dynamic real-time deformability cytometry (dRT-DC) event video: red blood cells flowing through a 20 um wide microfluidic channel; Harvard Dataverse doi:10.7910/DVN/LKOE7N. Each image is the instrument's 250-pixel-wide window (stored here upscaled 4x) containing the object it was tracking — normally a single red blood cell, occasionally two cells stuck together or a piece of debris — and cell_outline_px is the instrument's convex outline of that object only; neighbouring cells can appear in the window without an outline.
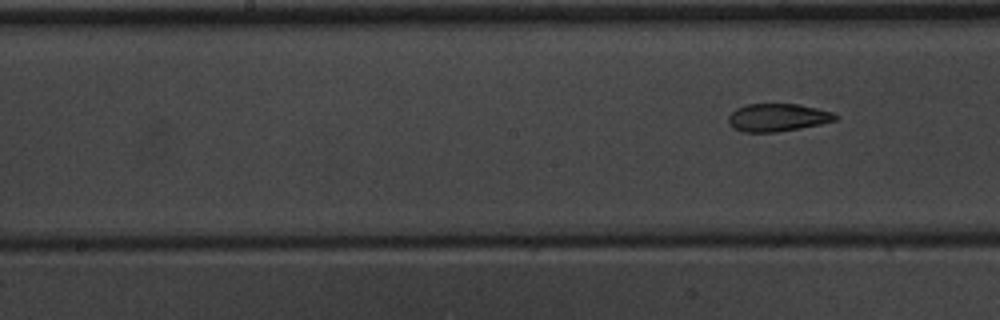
{"species": "common noctule bat (a hibernating species)", "species_latin": "Nyctalus noctula", "temperature_condition": "warm", "stored_images_in_passage": 5, "segment_of_instrument_passage": [2, 2], "camera_frame_rate_fps": 3000, "um_per_image_px": 0.085, "animal": {"sex": "male", "body_mass_g": 20.1, "forearm_length_mm": 53.5}, "frame": {"image": 1, "passage_image": 5, "time_ms": 5.667, "image_size_px": [1000, 320], "cell_outline_px": [[840, 116], [836, 120], [820, 124], [800, 128], [776, 132], [744, 132], [732, 128], [728, 124], [728, 116], [736, 108], [748, 104], [800, 104], [832, 112]], "centroid_in_image_um": [66.08, 9.99], "position_along_channel_um": 182.1, "area_um2": 17.4}}